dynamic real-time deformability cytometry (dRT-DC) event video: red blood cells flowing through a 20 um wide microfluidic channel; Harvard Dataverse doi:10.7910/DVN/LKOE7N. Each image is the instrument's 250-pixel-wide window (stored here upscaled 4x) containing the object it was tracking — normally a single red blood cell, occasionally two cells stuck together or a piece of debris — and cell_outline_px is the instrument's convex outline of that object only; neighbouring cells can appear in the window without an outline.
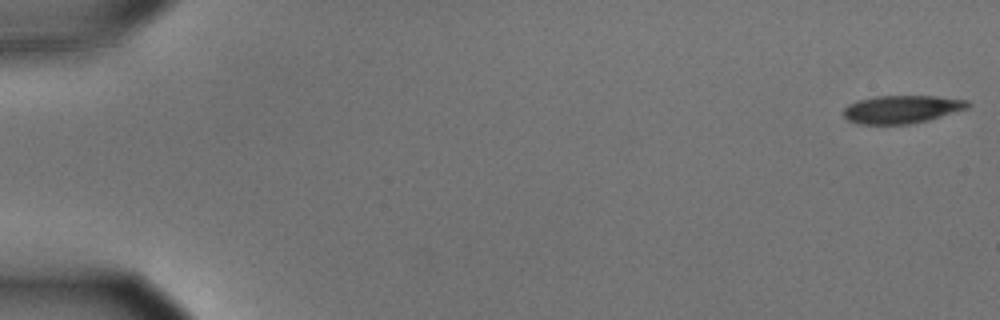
{"species": "common noctule bat (a hibernating species)", "species_latin": "Nyctalus noctula", "temperature_condition": "cold", "stored_images_in_passage": 8, "camera_frame_rate_fps": 3000, "um_per_image_px": 0.085, "animal": {"sex": "male", "body_mass_g": 15.6}, "frame": {"image": 1, "passage_image": 1, "time_ms": 0.0, "image_size_px": [1000, 320], "cell_outline_px": [[972, 104], [968, 108], [928, 120], [908, 124], [860, 124], [848, 120], [844, 116], [844, 108], [848, 104], [856, 100], [876, 96], [936, 96], [968, 100]], "centroid_in_image_um": [76.65, 9.28], "position_along_channel_um": 8.3, "area_um2": 20.29}}